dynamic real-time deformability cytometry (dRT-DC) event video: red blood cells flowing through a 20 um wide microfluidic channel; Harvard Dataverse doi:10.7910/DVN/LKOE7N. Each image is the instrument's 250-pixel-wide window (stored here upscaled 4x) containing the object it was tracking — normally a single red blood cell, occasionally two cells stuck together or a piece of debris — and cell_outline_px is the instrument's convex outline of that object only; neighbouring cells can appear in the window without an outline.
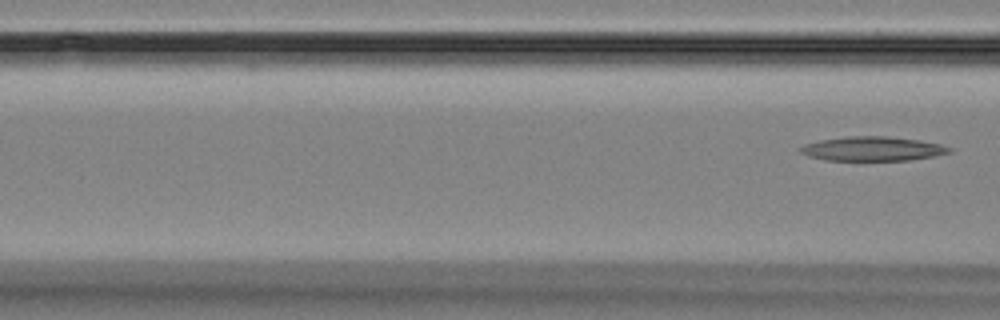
{"species": "Egyptian fruit bat (a non-hibernating species)", "species_latin": "Rousettus aegyptiacus", "temperature_condition": "room temperature", "stored_images_in_passage": 5, "segment_of_instrument_passage": [2, 2], "camera_frame_rate_fps": 3000, "um_per_image_px": 0.085, "animal": {"sex": "female"}, "frame": {"image": 1, "passage_image": 5, "time_ms": 6.667, "image_size_px": [1000, 320], "cell_outline_px": [[952, 152], [936, 156], [908, 160], [824, 160], [808, 156], [800, 152], [800, 148], [804, 144], [820, 140], [848, 136], [888, 136], [920, 140], [940, 144], [952, 148]], "centroid_in_image_um": [74.19, 12.64], "position_along_channel_um": 92.4, "area_um2": 21.1}}